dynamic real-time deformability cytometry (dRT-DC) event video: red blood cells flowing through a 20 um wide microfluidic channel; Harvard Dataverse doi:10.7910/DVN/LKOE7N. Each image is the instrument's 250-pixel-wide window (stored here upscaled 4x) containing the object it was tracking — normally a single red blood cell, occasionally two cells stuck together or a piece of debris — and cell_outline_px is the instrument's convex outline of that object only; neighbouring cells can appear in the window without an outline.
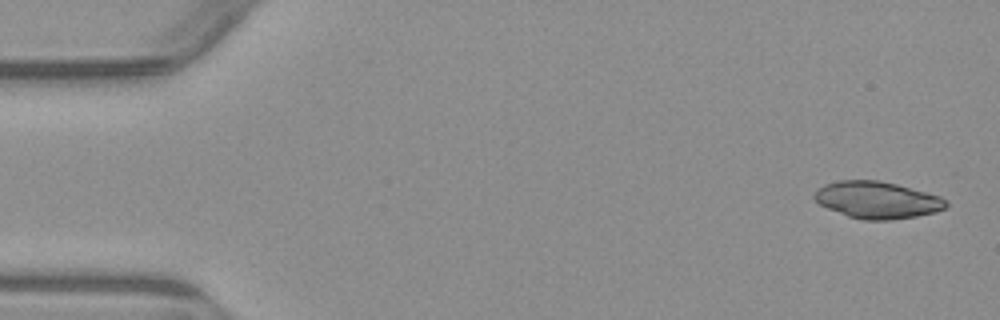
{"species": "common noctule bat (a hibernating species)", "species_latin": "Nyctalus noctula", "temperature_condition": "warm", "stored_images_in_passage": 4, "camera_frame_rate_fps": 3000, "um_per_image_px": 0.085, "animal": {"sex": "male", "body_mass_g": 23.1, "forearm_length_mm": 52.7}, "frame": {"image": 1, "passage_image": 1, "time_ms": 0.0, "image_size_px": [1000, 320], "cell_outline_px": [[948, 204], [944, 208], [936, 212], [916, 216], [892, 220], [864, 220], [848, 216], [828, 208], [820, 204], [812, 196], [824, 184], [840, 180], [880, 180], [896, 184], [940, 196]], "centroid_in_image_um": [74.56, 17.0], "position_along_channel_um": 10.4, "area_um2": 28.09}}